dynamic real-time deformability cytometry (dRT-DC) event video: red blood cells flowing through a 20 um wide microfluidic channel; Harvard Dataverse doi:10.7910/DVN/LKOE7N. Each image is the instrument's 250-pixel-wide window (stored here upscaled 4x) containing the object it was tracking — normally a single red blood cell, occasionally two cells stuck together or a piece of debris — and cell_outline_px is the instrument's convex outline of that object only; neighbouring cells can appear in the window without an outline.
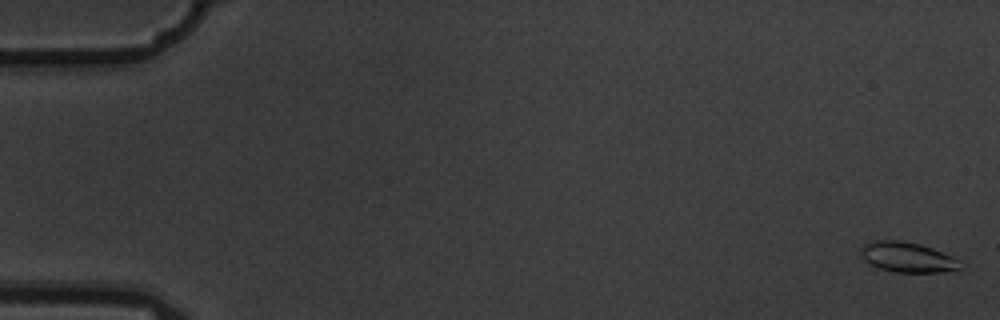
{"species": "common noctule bat (a hibernating species)", "species_latin": "Nyctalus noctula", "temperature_condition": "warm", "stored_images_in_passage": 4, "camera_frame_rate_fps": 3000, "um_per_image_px": 0.085, "animal": {"sex": "male", "body_mass_g": 19.5, "forearm_length_mm": 54.6}, "frame": {"image": 1, "passage_image": 1, "time_ms": 0.0, "image_size_px": [1000, 320], "cell_outline_px": [[960, 268], [940, 272], [892, 272], [880, 268], [864, 260], [860, 256], [860, 248], [864, 244], [872, 240], [900, 240], [920, 244], [932, 248], [952, 256], [960, 260]], "centroid_in_image_um": [77.09, 21.85], "position_along_channel_um": 7.9, "area_um2": 17.46}}